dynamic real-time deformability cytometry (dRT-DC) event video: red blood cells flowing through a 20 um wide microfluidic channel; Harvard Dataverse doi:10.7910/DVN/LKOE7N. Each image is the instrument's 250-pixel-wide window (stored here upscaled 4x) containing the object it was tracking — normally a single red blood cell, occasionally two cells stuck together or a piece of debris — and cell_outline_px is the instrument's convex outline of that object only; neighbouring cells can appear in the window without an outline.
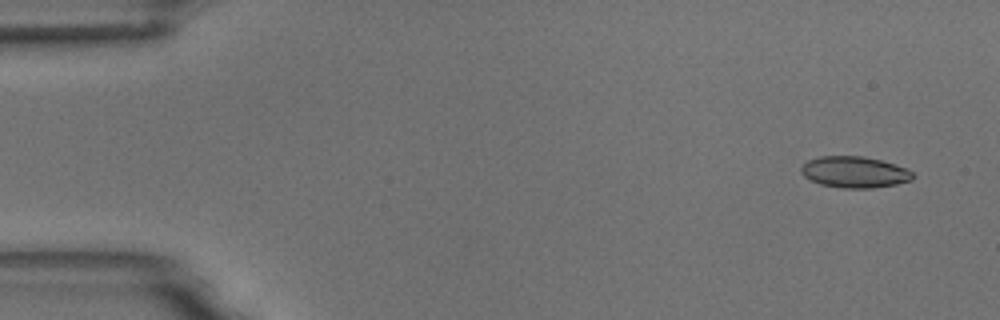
{"species": "common noctule bat (a hibernating species)", "species_latin": "Nyctalus noctula", "temperature_condition": "room temperature", "stored_images_in_passage": 8, "camera_frame_rate_fps": 3000, "um_per_image_px": 0.085, "animal": {"sex": "male", "body_mass_g": 18.8}, "frame": {"image": 1, "passage_image": 1, "time_ms": 0.0, "image_size_px": [1000, 320], "cell_outline_px": [[916, 176], [912, 180], [896, 184], [872, 188], [844, 188], [820, 184], [804, 176], [800, 172], [800, 168], [808, 160], [820, 156], [860, 156], [880, 160], [904, 168], [912, 172]], "centroid_in_image_um": [72.62, 14.63], "position_along_channel_um": 12.4, "area_um2": 20.17}}
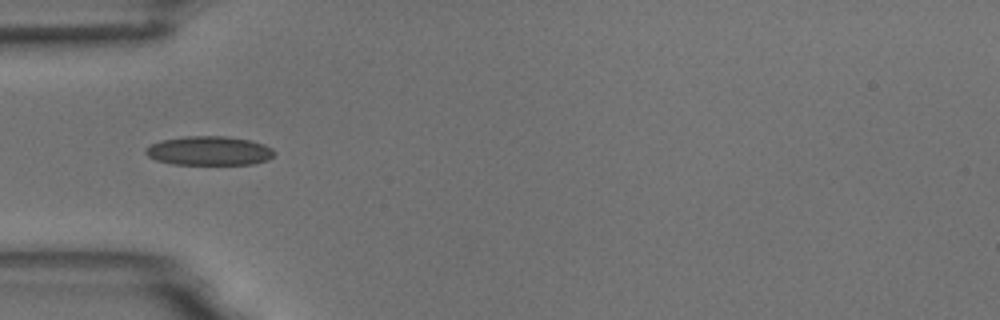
{"frame": {"image": 2, "passage_image": 5, "time_ms": 4.667, "image_size_px": [1000, 320], "cell_outline_px": [[276, 152], [268, 160], [252, 164], [176, 164], [156, 160], [148, 156], [144, 152], [144, 148], [160, 140], [184, 136], [228, 136], [252, 140], [264, 144], [272, 148]], "centroid_in_image_um": [17.79, 12.8], "position_along_channel_um": 67.2, "area_um2": 21.96}}